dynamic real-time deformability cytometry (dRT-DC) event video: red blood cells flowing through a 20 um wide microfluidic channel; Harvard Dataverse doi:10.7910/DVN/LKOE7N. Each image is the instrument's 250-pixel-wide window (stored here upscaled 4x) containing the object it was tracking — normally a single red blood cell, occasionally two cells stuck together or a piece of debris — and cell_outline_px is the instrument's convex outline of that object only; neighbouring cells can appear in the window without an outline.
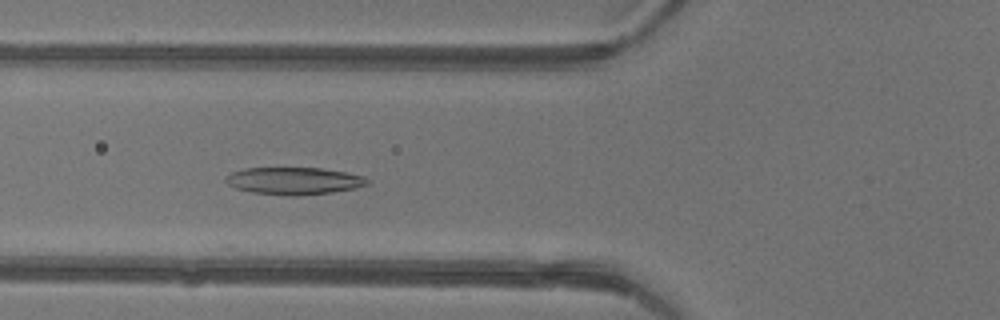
{"species": "common noctule bat (a hibernating species)", "species_latin": "Nyctalus noctula", "temperature_condition": "warm", "stored_images_in_passage": 47, "camera_frame_rate_fps": 3000, "um_per_image_px": 0.085, "animal": {"sex": "female"}, "frame": {"image": 1, "passage_image": 18, "time_ms": 5.667, "image_size_px": [1000, 320], "cell_outline_px": [[372, 184], [356, 188], [332, 192], [296, 196], [288, 196], [252, 192], [236, 188], [228, 184], [224, 180], [224, 176], [232, 172], [244, 168], [320, 168], [348, 172], [364, 176], [372, 180]], "centroid_in_image_um": [25.04, 15.37], "position_along_channel_um": 100.8, "area_um2": 22.83}}
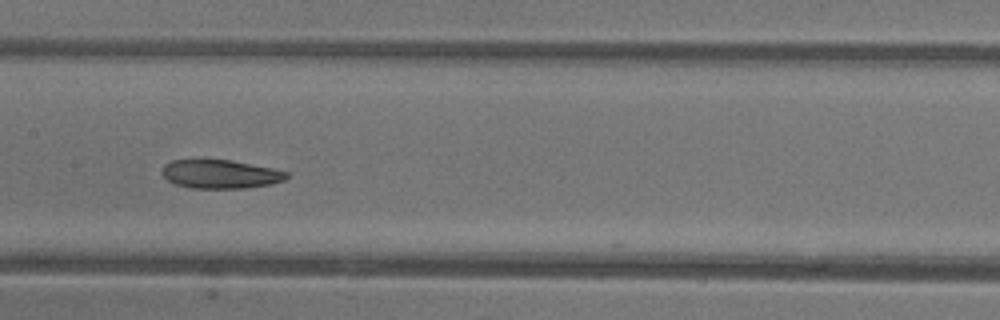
{"frame": {"image": 2, "passage_image": 24, "time_ms": 7.667, "image_size_px": [1000, 320], "cell_outline_px": [[288, 176], [284, 180], [272, 184], [244, 188], [188, 188], [176, 184], [168, 180], [160, 172], [164, 164], [172, 160], [232, 160], [272, 168], [288, 172]], "centroid_in_image_um": [18.72, 14.8], "position_along_channel_um": 188.7, "area_um2": 20.81}}
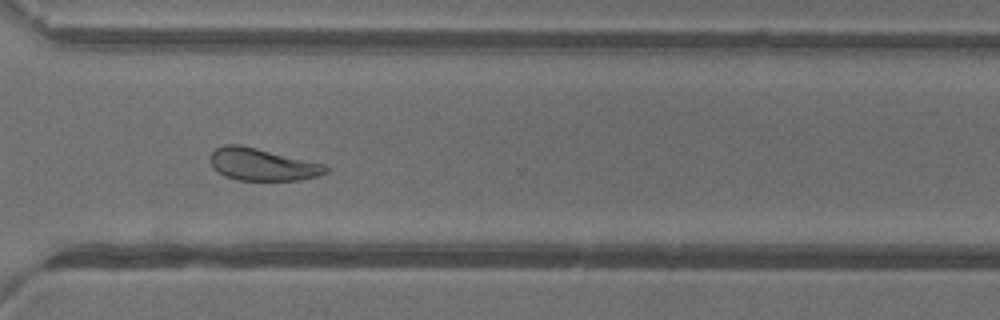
{"frame": {"image": 3, "passage_image": 35, "time_ms": 11.333, "image_size_px": [1000, 320], "cell_outline_px": [[328, 172], [316, 176], [300, 180], [236, 180], [224, 176], [212, 168], [208, 160], [212, 152], [216, 148], [224, 144], [240, 144], [324, 164], [328, 168]], "centroid_in_image_um": [22.23, 13.98], "position_along_channel_um": 348.4, "area_um2": 21.79}, "authors_computed_cell_mechanics": {"area_um2": 24.1604, "velocity_mm_per_s": 4.3616, "shape_relaxation_time_tau1_ms": 4.0854, "shape_relaxation_time_tau2_ms": 6.5597, "deformation_change_tau1": 0.1311, "deformation_change_tau2": 0.1462}}